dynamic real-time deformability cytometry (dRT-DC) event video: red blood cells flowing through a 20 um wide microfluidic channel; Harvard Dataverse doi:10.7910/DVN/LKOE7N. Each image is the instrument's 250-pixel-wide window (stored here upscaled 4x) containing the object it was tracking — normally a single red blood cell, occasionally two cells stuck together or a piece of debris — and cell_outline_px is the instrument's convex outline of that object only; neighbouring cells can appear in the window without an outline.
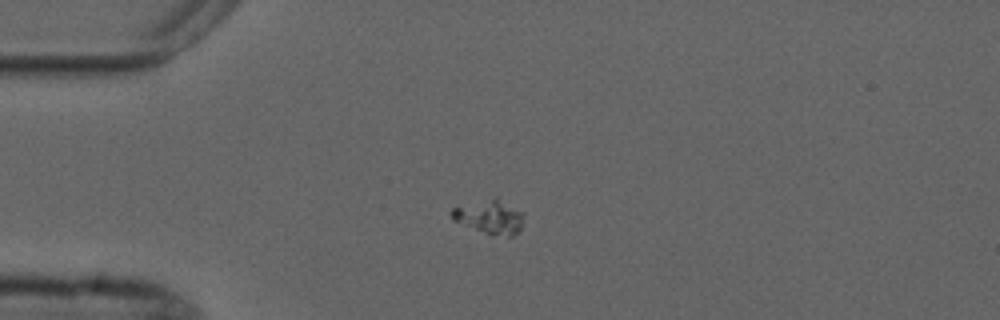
{"species": "common noctule bat (a hibernating species)", "species_latin": "Nyctalus noctula", "temperature_condition": "cold", "stored_images_in_passage": 1, "camera_frame_rate_fps": 3000, "um_per_image_px": 0.085, "animal": {"sex": "male", "forearm_length_mm": 52.5}, "frame": {"image": 1, "passage_image": 1, "time_ms": 0.0, "image_size_px": [1000, 320], "cell_outline_px": [[524, 216], [520, 228], [512, 236], [508, 236], [488, 232], [452, 220], [452, 208], [496, 196], [524, 212]], "centroid_in_image_um": [41.67, 18.37], "position_along_channel_um": 43.3, "area_um2": 13.76}}